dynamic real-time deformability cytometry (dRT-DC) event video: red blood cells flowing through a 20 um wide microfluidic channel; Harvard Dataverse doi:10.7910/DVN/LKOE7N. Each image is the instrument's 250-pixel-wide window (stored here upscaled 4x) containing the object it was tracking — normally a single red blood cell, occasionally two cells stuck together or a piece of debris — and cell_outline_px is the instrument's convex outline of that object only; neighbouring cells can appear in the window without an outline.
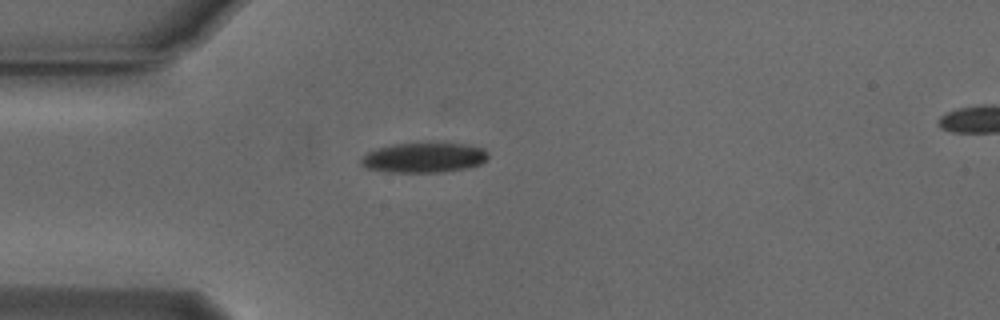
{"species": "Egyptian fruit bat (a non-hibernating species)", "species_latin": "Rousettus aegyptiacus", "temperature_condition": "cold", "stored_images_in_passage": 41, "camera_frame_rate_fps": 3000, "um_per_image_px": 0.085, "animal": {"sex": "male"}, "frame": {"image": 1, "passage_image": 1, "time_ms": 0.0, "image_size_px": [1000, 320], "cell_outline_px": [[488, 160], [480, 164], [468, 168], [444, 172], [388, 172], [368, 168], [360, 164], [360, 160], [368, 152], [376, 148], [392, 144], [428, 140], [444, 140], [468, 144], [484, 148], [488, 152]], "centroid_in_image_um": [36.11, 13.33], "position_along_channel_um": 48.9, "area_um2": 23.47}}
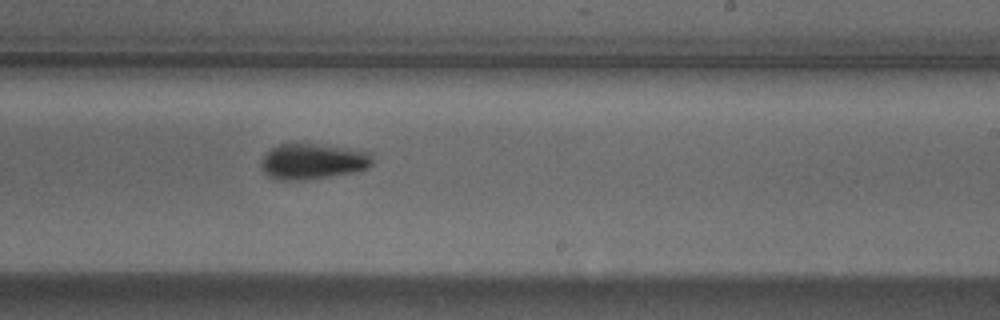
{"frame": {"image": 2, "passage_image": 19, "time_ms": 6.0, "image_size_px": [1000, 320], "cell_outline_px": [[372, 164], [368, 168], [356, 172], [328, 176], [296, 180], [276, 180], [268, 176], [260, 168], [260, 160], [272, 148], [280, 144], [324, 144], [372, 152]], "centroid_in_image_um": [26.59, 13.71], "position_along_channel_um": 262.4, "area_um2": 23.24}}
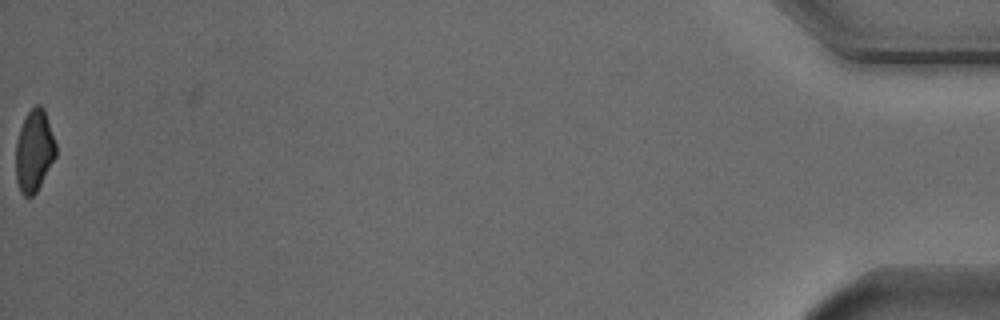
{"frame": {"image": 3, "passage_image": 41, "time_ms": 13.333, "image_size_px": [1000, 320], "cell_outline_px": [[56, 156], [36, 192], [32, 196], [24, 196], [20, 192], [16, 180], [16, 140], [20, 128], [28, 112], [36, 104], [40, 104], [44, 108], [56, 144]], "centroid_in_image_um": [2.9, 12.82], "position_along_channel_um": 432.3, "area_um2": 19.02}, "authors_computed_cell_mechanics": {"area_um2": 22.4264, "velocity_mm_per_s": 3.7593, "shape_relaxation_time_tau1_ms": 3.4435, "shape_relaxation_time_tau2_ms": null, "deformation_change_tau1": 0.1143, "deformation_change_tau2": null}}